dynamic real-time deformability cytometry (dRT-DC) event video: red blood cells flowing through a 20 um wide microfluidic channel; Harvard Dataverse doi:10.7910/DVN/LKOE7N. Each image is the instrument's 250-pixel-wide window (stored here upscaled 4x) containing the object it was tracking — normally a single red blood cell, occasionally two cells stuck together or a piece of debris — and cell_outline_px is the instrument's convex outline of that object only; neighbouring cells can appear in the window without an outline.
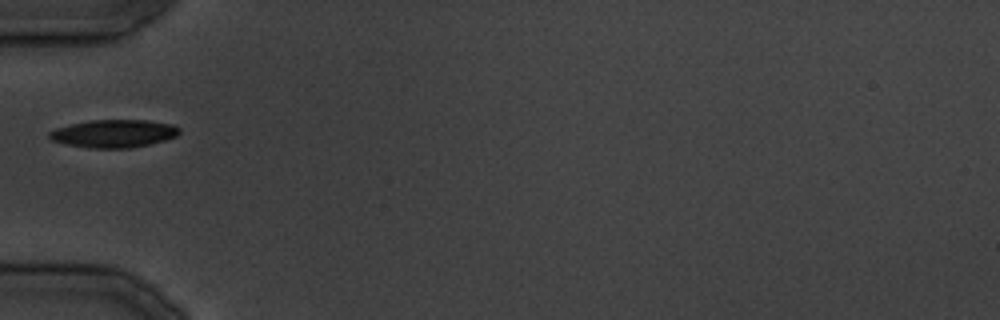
{"species": "common noctule bat (a hibernating species)", "species_latin": "Nyctalus noctula", "temperature_condition": "cold", "stored_images_in_passage": 2, "camera_frame_rate_fps": 3000, "um_per_image_px": 0.085, "animal": {"sex": "male", "body_mass_g": 19.5, "forearm_length_mm": 54.6}, "frame": {"image": 1, "passage_image": 1, "time_ms": 0.0, "image_size_px": [1000, 320], "cell_outline_px": [[180, 132], [176, 136], [164, 140], [132, 148], [88, 148], [68, 144], [52, 140], [48, 136], [48, 132], [56, 128], [72, 124], [92, 120], [148, 120], [176, 124], [180, 128]], "centroid_in_image_um": [9.71, 11.34], "position_along_channel_um": 75.3, "area_um2": 21.1}}